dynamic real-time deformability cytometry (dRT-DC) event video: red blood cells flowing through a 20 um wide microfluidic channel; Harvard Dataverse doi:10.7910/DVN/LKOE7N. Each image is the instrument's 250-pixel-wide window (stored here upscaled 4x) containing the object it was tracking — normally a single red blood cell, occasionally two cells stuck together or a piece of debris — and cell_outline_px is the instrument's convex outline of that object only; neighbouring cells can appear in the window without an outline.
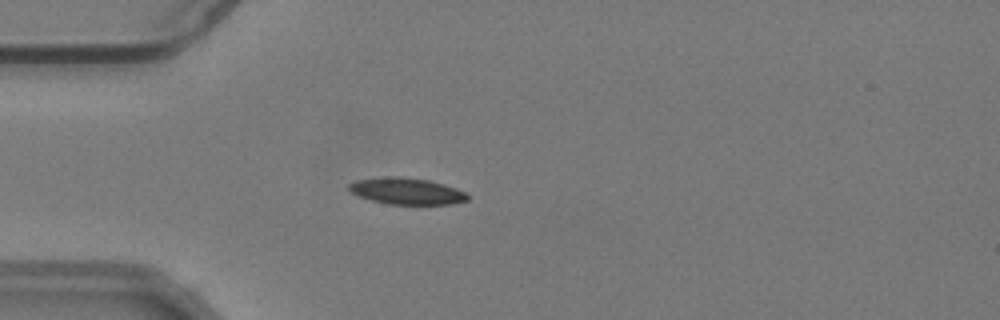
{"species": "common noctule bat (a hibernating species)", "species_latin": "Nyctalus noctula", "temperature_condition": "warm", "stored_images_in_passage": 45, "camera_frame_rate_fps": 3000, "um_per_image_px": 0.085, "animal": {"sex": "male", "body_mass_g": 19.2, "forearm_length_mm": 51.8}, "frame": {"image": 1, "passage_image": 6, "time_ms": 1.667, "image_size_px": [1000, 320], "cell_outline_px": [[468, 200], [452, 204], [388, 204], [372, 200], [360, 196], [352, 192], [348, 188], [348, 184], [356, 180], [392, 176], [400, 176], [428, 180], [444, 184], [468, 192]], "centroid_in_image_um": [34.6, 16.24], "position_along_channel_um": 50.4, "area_um2": 18.26}}
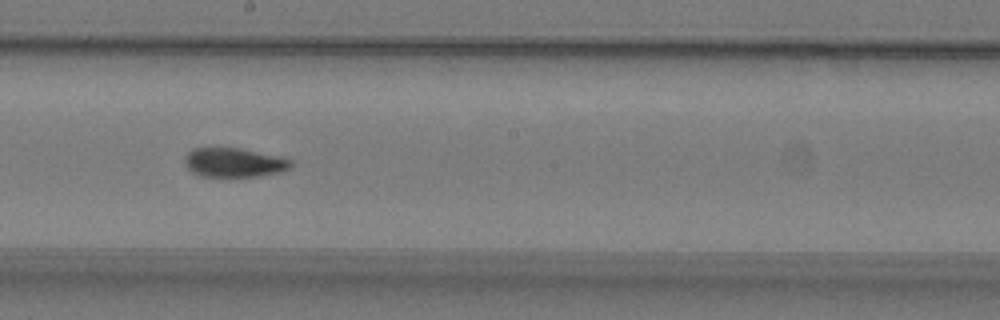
{"frame": {"image": 2, "passage_image": 21, "time_ms": 6.667, "image_size_px": [1000, 320], "cell_outline_px": [[292, 164], [288, 168], [280, 172], [260, 176], [200, 176], [192, 172], [184, 164], [184, 156], [192, 148], [240, 148], [288, 156], [292, 160]], "centroid_in_image_um": [19.94, 13.79], "position_along_channel_um": 228.3, "area_um2": 18.44}}
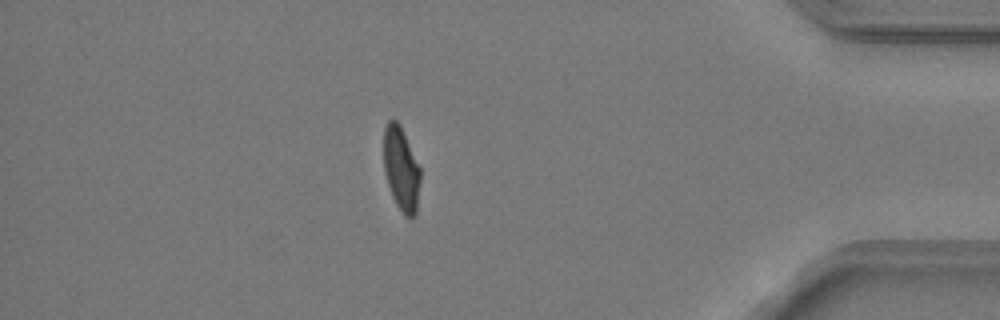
{"frame": {"image": 3, "passage_image": 38, "time_ms": 12.333, "image_size_px": [1000, 320], "cell_outline_px": [[420, 180], [416, 212], [412, 216], [404, 216], [396, 204], [392, 196], [384, 172], [384, 128], [388, 120], [396, 120], [400, 124], [420, 168]], "centroid_in_image_um": [34.09, 14.34], "position_along_channel_um": 401.1, "area_um2": 17.74}, "authors_computed_cell_mechanics": {"area_um2": 18.5538, "velocity_mm_per_s": 3.7763, "shape_relaxation_time_tau1_ms": 6.3425, "shape_relaxation_time_tau2_ms": 1.8516, "deformation_change_tau1": 0.1914, "deformation_change_tau2": 0.0696}}